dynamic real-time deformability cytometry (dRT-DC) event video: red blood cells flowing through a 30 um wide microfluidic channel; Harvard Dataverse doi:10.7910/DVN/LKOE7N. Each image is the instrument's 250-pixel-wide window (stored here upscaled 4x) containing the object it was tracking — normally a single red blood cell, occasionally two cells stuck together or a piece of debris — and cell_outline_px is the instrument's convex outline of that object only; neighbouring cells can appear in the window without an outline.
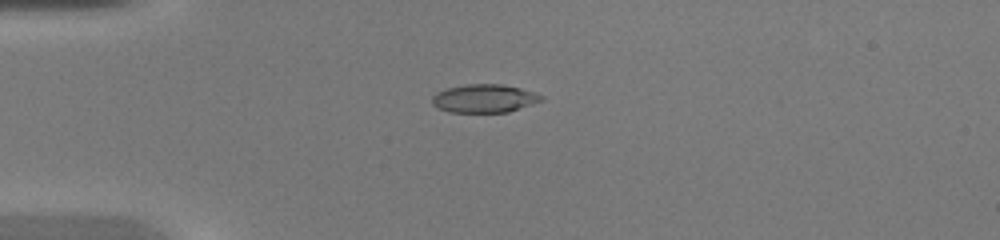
{"species": "common noctule bat (a hibernating species)", "species_latin": "Nyctalus noctula", "temperature_condition": "warm", "stored_images_in_passage": 36, "camera_frame_rate_fps": 3000, "um_per_image_px": 0.085, "animal": {"sex": "female", "body_mass_g": 20.0, "forearm_length_mm": 54.0}, "frame": {"image": 1, "passage_image": 1, "time_ms": 0.0, "image_size_px": [1000, 240], "cell_outline_px": [[544, 100], [508, 112], [448, 112], [432, 104], [432, 96], [436, 92], [448, 88], [468, 84], [500, 84], [520, 88], [544, 96]], "centroid_in_image_um": [41.16, 8.37], "position_along_channel_um": 43.8, "area_um2": 17.86}}
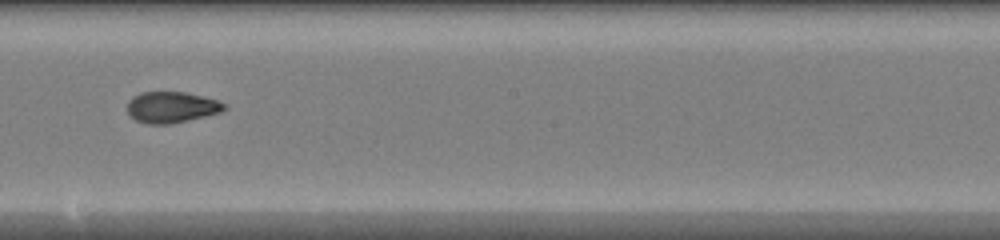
{"frame": {"image": 2, "passage_image": 16, "time_ms": 5.0, "image_size_px": [1000, 240], "cell_outline_px": [[228, 108], [220, 112], [204, 116], [168, 124], [148, 124], [136, 120], [128, 112], [128, 100], [132, 96], [140, 92], [184, 92], [216, 100], [228, 104]], "centroid_in_image_um": [14.57, 9.1], "position_along_channel_um": 233.6, "area_um2": 17.4}}
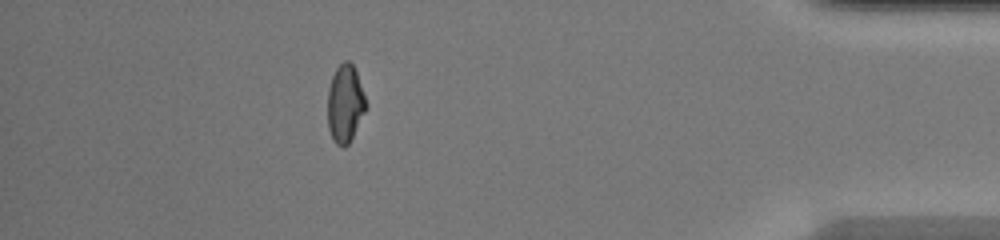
{"frame": {"image": 3, "passage_image": 31, "time_ms": 10.0, "image_size_px": [1000, 240], "cell_outline_px": [[368, 108], [348, 144], [344, 148], [340, 148], [332, 140], [328, 128], [328, 88], [332, 76], [336, 68], [344, 60], [348, 60], [352, 64], [356, 72]], "centroid_in_image_um": [29.32, 8.85], "position_along_channel_um": 405.9, "area_um2": 17.46}, "authors_computed_cell_mechanics": {"area_um2": 17.5134, "velocity_mm_per_s": 4.354, "shape_relaxation_time_tau1_ms": null, "shape_relaxation_time_tau2_ms": 1.3571, "deformation_change_tau1": null, "deformation_change_tau2": 0.0758}}